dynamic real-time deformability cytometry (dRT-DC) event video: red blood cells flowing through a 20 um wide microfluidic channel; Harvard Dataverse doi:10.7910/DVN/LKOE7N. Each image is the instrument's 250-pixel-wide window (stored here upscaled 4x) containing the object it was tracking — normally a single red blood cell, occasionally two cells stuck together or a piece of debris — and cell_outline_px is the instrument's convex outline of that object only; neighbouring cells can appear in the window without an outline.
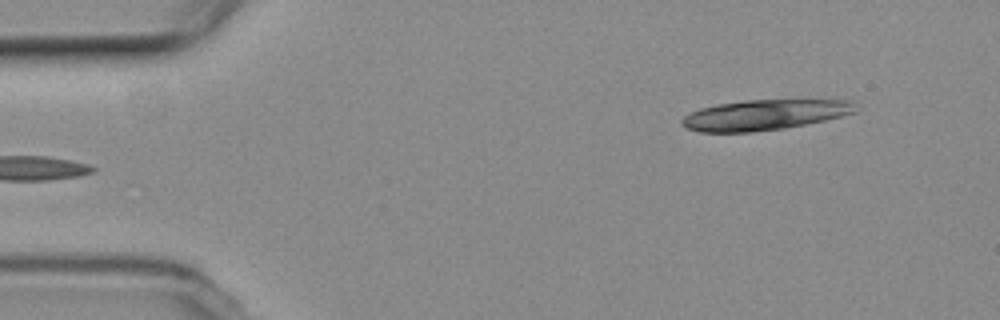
{"species": "common noctule bat (a hibernating species)", "species_latin": "Nyctalus noctula", "temperature_condition": "room temperature", "stored_images_in_passage": 5, "camera_frame_rate_fps": 3000, "um_per_image_px": 0.085, "animal": {"sex": "female", "body_mass_g": 19.3, "forearm_length_mm": 54.1}, "frame": {"image": 1, "passage_image": 5, "time_ms": 4.667, "image_size_px": [1000, 320], "cell_outline_px": [[856, 112], [824, 120], [784, 128], [752, 132], [700, 132], [688, 128], [680, 124], [680, 120], [684, 116], [700, 108], [716, 104], [744, 100], [852, 100]], "centroid_in_image_um": [64.93, 9.76], "position_along_channel_um": 20.1, "area_um2": 30.52}}